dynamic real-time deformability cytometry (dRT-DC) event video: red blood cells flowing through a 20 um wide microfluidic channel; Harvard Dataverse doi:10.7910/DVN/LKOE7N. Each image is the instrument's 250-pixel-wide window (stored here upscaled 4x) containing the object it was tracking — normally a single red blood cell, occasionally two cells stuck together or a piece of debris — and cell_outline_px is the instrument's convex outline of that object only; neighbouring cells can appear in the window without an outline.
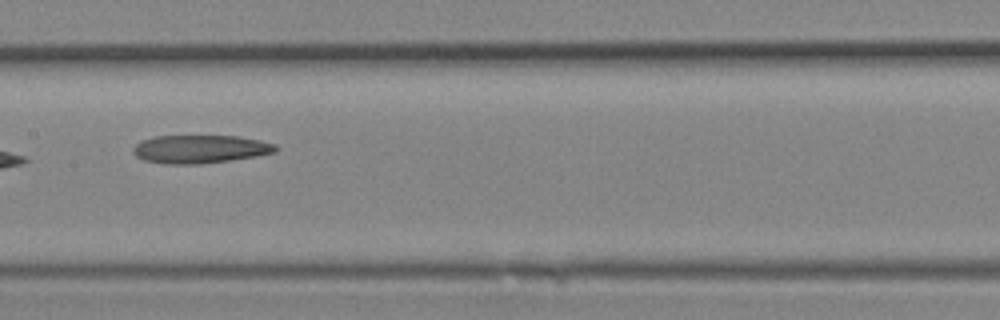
{"species": "Egyptian fruit bat (a non-hibernating species)", "species_latin": "Rousettus aegyptiacus", "temperature_condition": "room temperature", "stored_images_in_passage": 16, "camera_frame_rate_fps": 3000, "um_per_image_px": 0.085, "animal": {"sex": "female"}, "frame": {"image": 1, "passage_image": 5, "time_ms": 1.333, "image_size_px": [1000, 320], "cell_outline_px": [[280, 148], [276, 152], [256, 156], [200, 164], [164, 164], [144, 160], [136, 156], [132, 152], [132, 148], [140, 140], [156, 136], [240, 136], [260, 140], [276, 144]], "centroid_in_image_um": [17.01, 12.67], "position_along_channel_um": 190.4, "area_um2": 23.58}}
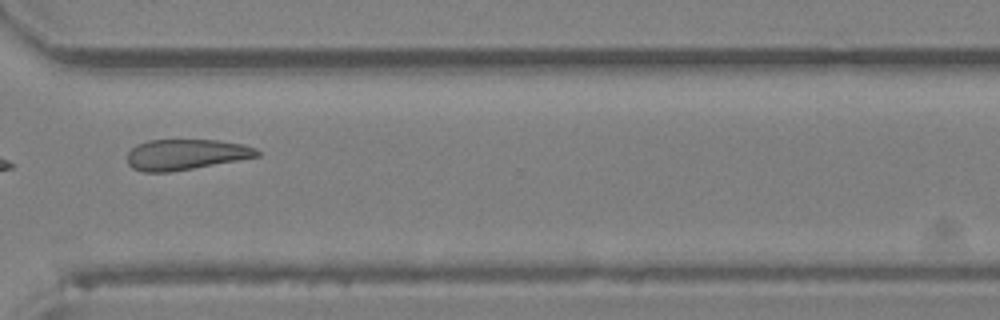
{"frame": {"image": 2, "passage_image": 10, "time_ms": 3.0, "image_size_px": [1000, 320], "cell_outline_px": [[260, 156], [192, 168], [168, 172], [144, 172], [132, 168], [128, 164], [128, 152], [136, 144], [148, 140], [216, 140], [244, 144], [256, 148], [260, 152]], "centroid_in_image_um": [15.78, 13.12], "position_along_channel_um": 354.8, "area_um2": 23.06}}
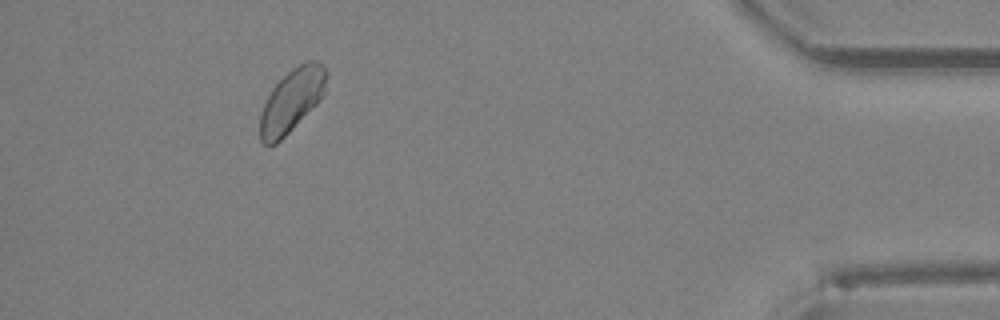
{"frame": {"image": 3, "passage_image": 16, "time_ms": 5.0, "image_size_px": [1000, 320], "cell_outline_px": [[328, 76], [324, 92], [320, 100], [276, 144], [264, 144], [260, 140], [260, 112], [272, 88], [292, 68], [308, 60], [320, 60], [328, 72]], "centroid_in_image_um": [24.82, 8.49], "position_along_channel_um": 410.4, "area_um2": 24.22}}